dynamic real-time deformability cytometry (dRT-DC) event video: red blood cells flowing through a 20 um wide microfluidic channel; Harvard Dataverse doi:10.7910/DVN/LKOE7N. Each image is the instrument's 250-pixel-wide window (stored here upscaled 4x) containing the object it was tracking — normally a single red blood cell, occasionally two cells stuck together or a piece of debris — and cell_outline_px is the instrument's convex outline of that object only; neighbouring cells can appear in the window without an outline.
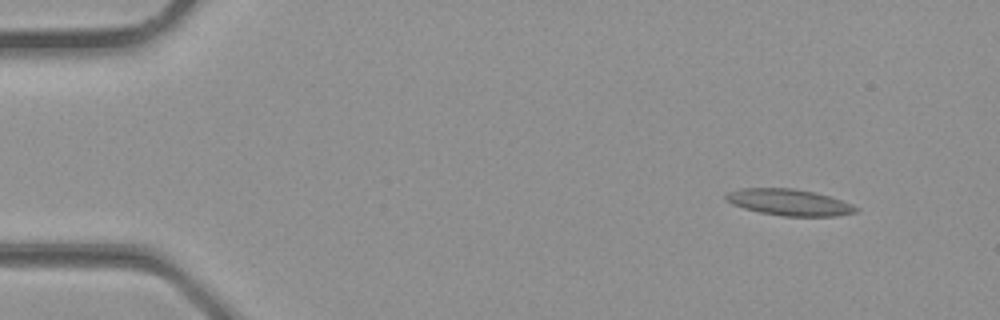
{"species": "common noctule bat (a hibernating species)", "species_latin": "Nyctalus noctula", "temperature_condition": "room temperature", "stored_images_in_passage": 31, "camera_frame_rate_fps": 3000, "um_per_image_px": 0.085, "animal": {"sex": "male", "body_mass_g": 23.1, "forearm_length_mm": 52.7}, "frame": {"image": 1, "passage_image": 1, "time_ms": 0.0, "image_size_px": [1000, 320], "cell_outline_px": [[860, 208], [856, 212], [836, 216], [784, 216], [760, 212], [744, 208], [732, 204], [724, 200], [724, 196], [728, 192], [740, 188], [792, 188], [816, 192], [852, 204]], "centroid_in_image_um": [67.06, 17.19], "position_along_channel_um": 17.9, "area_um2": 20.0}}
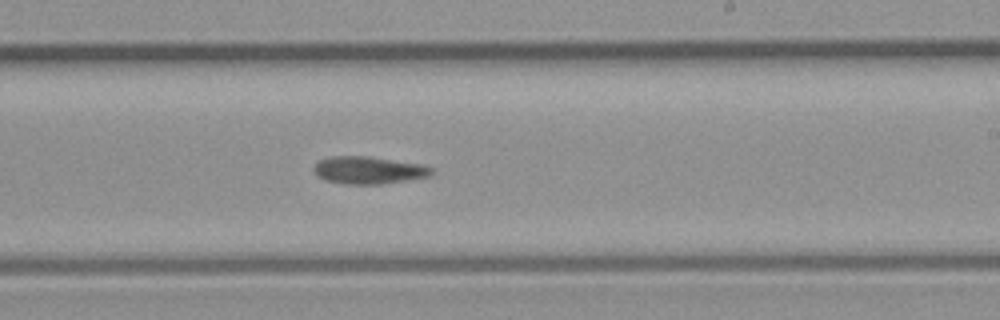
{"frame": {"image": 2, "passage_image": 18, "time_ms": 5.667, "image_size_px": [1000, 320], "cell_outline_px": [[432, 176], [380, 184], [348, 184], [324, 180], [312, 168], [320, 160], [328, 156], [368, 156], [424, 164], [432, 168]], "centroid_in_image_um": [31.36, 14.45], "position_along_channel_um": 257.6, "area_um2": 18.79}}
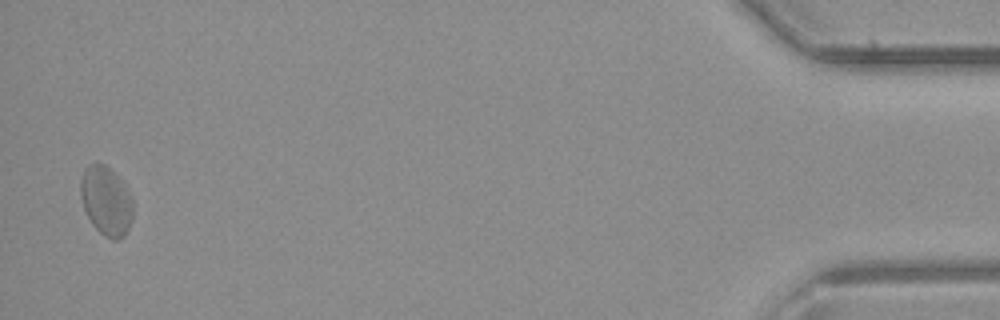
{"frame": {"image": 3, "passage_image": 31, "time_ms": 10.0, "image_size_px": [1000, 320], "cell_outline_px": [[132, 216], [128, 228], [124, 236], [120, 240], [112, 240], [100, 232], [92, 224], [84, 208], [80, 196], [80, 180], [84, 168], [88, 164], [96, 160], [104, 164], [128, 188], [132, 200]], "centroid_in_image_um": [9.0, 17.05], "position_along_channel_um": 426.2, "area_um2": 21.15}}